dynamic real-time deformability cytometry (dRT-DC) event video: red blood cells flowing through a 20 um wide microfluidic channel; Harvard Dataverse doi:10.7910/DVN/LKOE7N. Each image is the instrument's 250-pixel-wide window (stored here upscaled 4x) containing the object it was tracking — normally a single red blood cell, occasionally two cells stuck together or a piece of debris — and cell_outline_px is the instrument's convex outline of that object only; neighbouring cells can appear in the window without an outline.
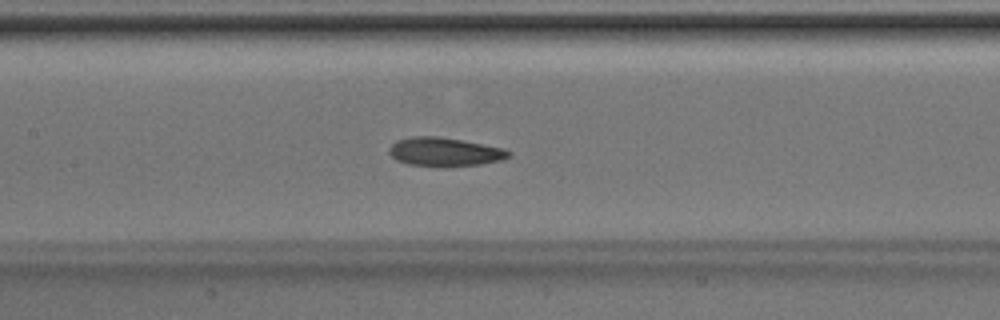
{"species": "Egyptian fruit bat (a non-hibernating species)", "species_latin": "Rousettus aegyptiacus", "temperature_condition": "room temperature", "stored_images_in_passage": 32, "camera_frame_rate_fps": 3000, "um_per_image_px": 0.085, "animal": {"sex": "male"}, "frame": {"image": 1, "passage_image": 10, "time_ms": 3.0, "image_size_px": [1000, 320], "cell_outline_px": [[512, 152], [504, 160], [480, 164], [444, 168], [440, 168], [408, 164], [396, 160], [388, 152], [388, 148], [396, 140], [412, 136], [436, 136], [460, 140], [504, 148]], "centroid_in_image_um": [37.77, 12.93], "position_along_channel_um": 169.6, "area_um2": 20.35}}
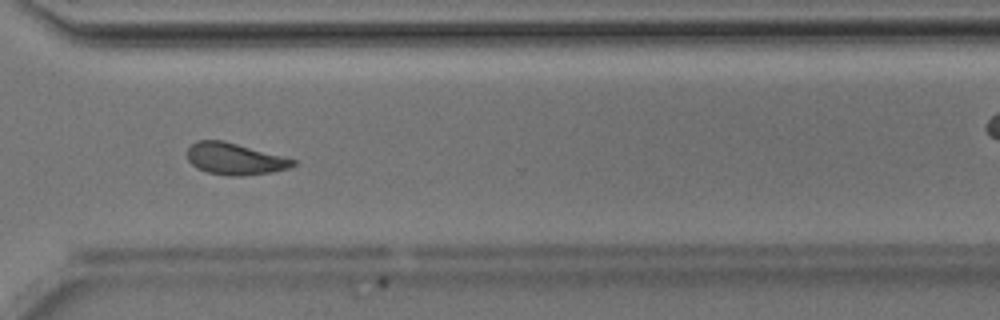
{"frame": {"image": 2, "passage_image": 23, "time_ms": 7.333, "image_size_px": [1000, 320], "cell_outline_px": [[296, 164], [288, 168], [272, 172], [240, 176], [228, 176], [208, 172], [196, 168], [188, 160], [188, 148], [196, 140], [224, 140], [284, 156], [296, 160]], "centroid_in_image_um": [19.96, 13.5], "position_along_channel_um": 350.6, "area_um2": 19.59}, "authors_computed_cell_mechanics": {"area_um2": 19.4208, "velocity_mm_per_s": 4.179, "shape_relaxation_time_tau1_ms": 2.4856, "shape_relaxation_time_tau2_ms": 1.7989, "deformation_change_tau1": 0.1234, "deformation_change_tau2": 0.0925}}